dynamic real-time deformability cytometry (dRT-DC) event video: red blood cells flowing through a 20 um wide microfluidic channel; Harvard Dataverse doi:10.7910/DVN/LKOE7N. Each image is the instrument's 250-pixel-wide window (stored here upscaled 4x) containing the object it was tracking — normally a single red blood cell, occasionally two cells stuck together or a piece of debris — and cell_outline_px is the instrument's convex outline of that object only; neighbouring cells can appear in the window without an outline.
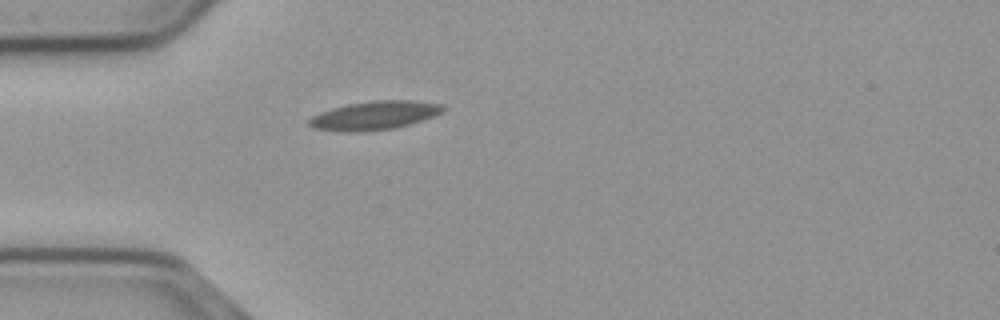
{"species": "common noctule bat (a hibernating species)", "species_latin": "Nyctalus noctula", "temperature_condition": "cold", "stored_images_in_passage": 37, "camera_frame_rate_fps": 3000, "um_per_image_px": 0.085, "animal": {"sex": "male", "body_mass_g": 23.1, "forearm_length_mm": 52.7}, "frame": {"image": 1, "passage_image": 1, "time_ms": 0.0, "image_size_px": [1000, 320], "cell_outline_px": [[444, 108], [440, 112], [432, 116], [396, 128], [364, 132], [340, 132], [312, 128], [308, 124], [308, 120], [312, 116], [320, 112], [332, 108], [348, 104], [376, 100], [412, 100], [440, 104]], "centroid_in_image_um": [31.74, 9.83], "position_along_channel_um": 53.3, "area_um2": 22.25}}
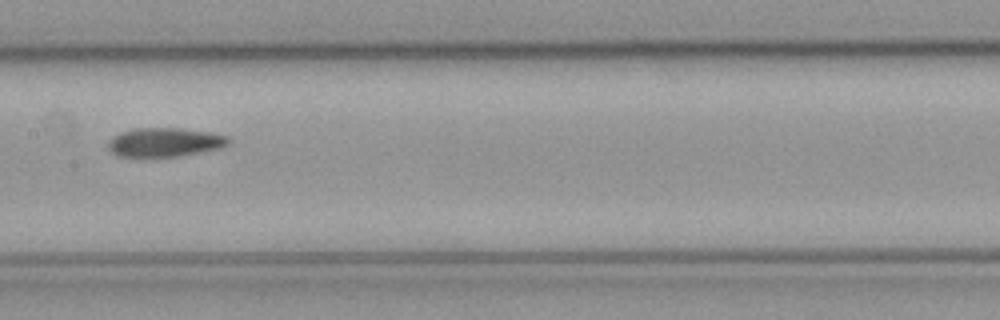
{"frame": {"image": 2, "passage_image": 13, "time_ms": 4.0, "image_size_px": [1000, 320], "cell_outline_px": [[228, 144], [216, 148], [176, 156], [116, 156], [108, 148], [108, 140], [112, 136], [120, 132], [132, 128], [180, 128], [208, 132], [228, 136]], "centroid_in_image_um": [13.9, 12.07], "position_along_channel_um": 193.5, "area_um2": 19.94}}
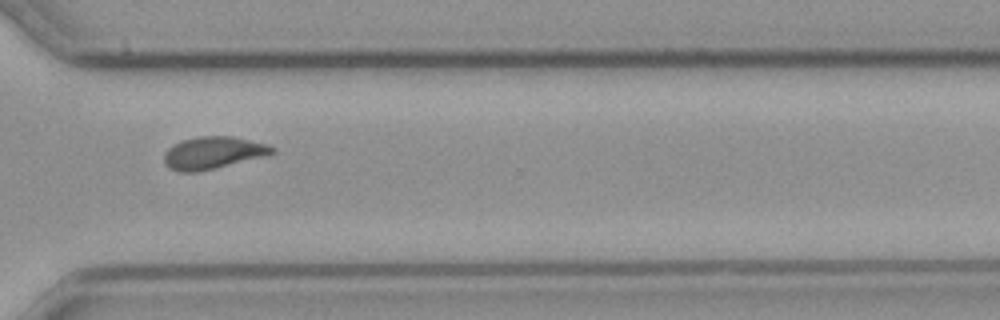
{"frame": {"image": 3, "passage_image": 26, "time_ms": 8.333, "image_size_px": [1000, 320], "cell_outline_px": [[276, 152], [196, 172], [180, 172], [172, 168], [164, 160], [164, 152], [172, 144], [180, 140], [196, 136], [232, 136], [268, 144], [276, 148]], "centroid_in_image_um": [18.07, 12.95], "position_along_channel_um": 352.5, "area_um2": 19.88}, "authors_computed_cell_mechanics": {"area_um2": 20.23, "velocity_mm_per_s": 3.6782, "shape_relaxation_time_tau1_ms": null, "shape_relaxation_time_tau2_ms": 2.4607, "deformation_change_tau1": null, "deformation_change_tau2": 0.0842}}